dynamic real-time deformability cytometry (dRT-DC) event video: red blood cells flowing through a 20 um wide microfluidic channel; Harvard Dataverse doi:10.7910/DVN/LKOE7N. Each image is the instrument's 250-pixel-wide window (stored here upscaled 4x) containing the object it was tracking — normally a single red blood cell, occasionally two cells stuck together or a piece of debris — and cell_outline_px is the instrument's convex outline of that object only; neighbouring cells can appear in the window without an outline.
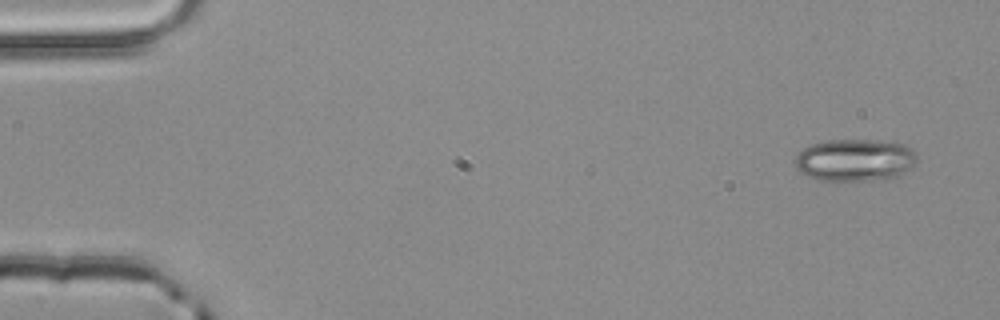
{"species": "common noctule bat (a hibernating species)", "species_latin": "Nyctalus noctula", "temperature_condition": "room temperature", "stored_images_in_passage": 4, "camera_frame_rate_fps": 3000, "um_per_image_px": 0.085, "animal": {"sex": "male", "body_mass_g": 20.4}, "frame": {"image": 1, "passage_image": 1, "time_ms": 0.0, "image_size_px": [1000, 320], "cell_outline_px": [[916, 164], [912, 168], [896, 176], [884, 180], [820, 180], [800, 172], [796, 168], [796, 156], [804, 148], [812, 144], [828, 140], [876, 140], [904, 144], [912, 148], [916, 152]], "centroid_in_image_um": [72.72, 13.6], "position_along_channel_um": 12.3, "area_um2": 30.0}}